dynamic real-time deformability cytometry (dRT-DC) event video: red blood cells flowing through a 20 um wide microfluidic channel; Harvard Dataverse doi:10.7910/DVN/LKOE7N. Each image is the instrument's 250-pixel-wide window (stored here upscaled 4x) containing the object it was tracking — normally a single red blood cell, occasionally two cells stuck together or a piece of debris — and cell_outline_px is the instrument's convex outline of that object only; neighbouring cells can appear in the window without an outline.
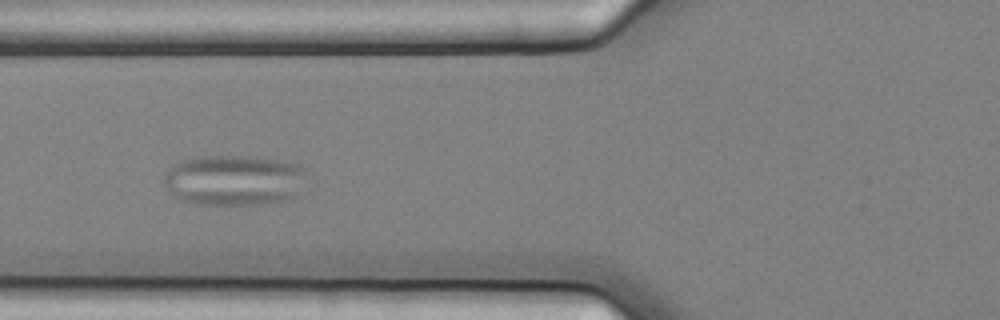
{"species": "common noctule bat (a hibernating species)", "species_latin": "Nyctalus noctula", "temperature_condition": "cold", "stored_images_in_passage": 11, "camera_frame_rate_fps": 3000, "um_per_image_px": 0.085, "animal": {"sex": "female", "body_mass_g": 25.1}, "frame": {"image": 1, "passage_image": 5, "time_ms": 1.333, "image_size_px": [1000, 320], "cell_outline_px": [[304, 168], [296, 196], [292, 200], [264, 204], [192, 204], [180, 200], [172, 196], [164, 184], [164, 176], [168, 168], [180, 160], [196, 156], [248, 156], [276, 160], [296, 164]], "centroid_in_image_um": [19.8, 15.33], "position_along_channel_um": 106.0, "area_um2": 42.14}}